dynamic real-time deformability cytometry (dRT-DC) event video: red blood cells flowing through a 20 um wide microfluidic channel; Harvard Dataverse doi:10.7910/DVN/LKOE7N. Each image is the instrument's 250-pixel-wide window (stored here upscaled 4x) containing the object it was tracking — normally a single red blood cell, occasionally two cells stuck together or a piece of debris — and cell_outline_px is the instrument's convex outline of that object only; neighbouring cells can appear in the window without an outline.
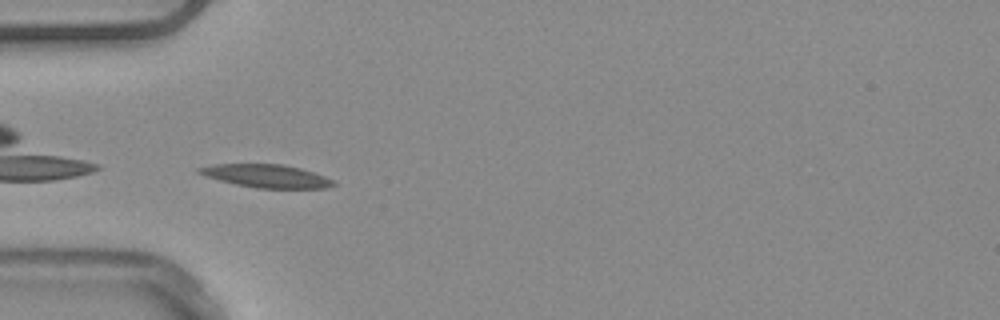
{"species": "common noctule bat (a hibernating species)", "species_latin": "Nyctalus noctula", "temperature_condition": "warm", "stored_images_in_passage": 29, "camera_frame_rate_fps": 3000, "um_per_image_px": 0.085, "animal": {"sex": "male", "body_mass_g": 20.4}, "frame": {"image": 1, "passage_image": 1, "time_ms": 0.0, "image_size_px": [1000, 320], "cell_outline_px": [[336, 184], [324, 188], [256, 188], [236, 184], [220, 180], [196, 172], [196, 168], [212, 164], [280, 164], [300, 168], [324, 176], [332, 180]], "centroid_in_image_um": [22.61, 14.95], "position_along_channel_um": 62.4, "area_um2": 17.8}}